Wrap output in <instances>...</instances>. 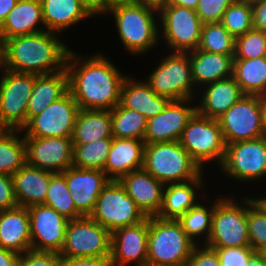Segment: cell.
<instances>
[{
  "label": "cell",
  "mask_w": 266,
  "mask_h": 266,
  "mask_svg": "<svg viewBox=\"0 0 266 266\" xmlns=\"http://www.w3.org/2000/svg\"><path fill=\"white\" fill-rule=\"evenodd\" d=\"M129 77L126 76L123 81L120 104L125 108L139 112L147 120L161 113L170 100L157 95L147 82L132 81Z\"/></svg>",
  "instance_id": "28"
},
{
  "label": "cell",
  "mask_w": 266,
  "mask_h": 266,
  "mask_svg": "<svg viewBox=\"0 0 266 266\" xmlns=\"http://www.w3.org/2000/svg\"><path fill=\"white\" fill-rule=\"evenodd\" d=\"M111 112L112 137L120 139L143 140L147 127V118L137 111L117 104Z\"/></svg>",
  "instance_id": "35"
},
{
  "label": "cell",
  "mask_w": 266,
  "mask_h": 266,
  "mask_svg": "<svg viewBox=\"0 0 266 266\" xmlns=\"http://www.w3.org/2000/svg\"><path fill=\"white\" fill-rule=\"evenodd\" d=\"M80 108L68 91L33 117L21 130L24 137H72Z\"/></svg>",
  "instance_id": "15"
},
{
  "label": "cell",
  "mask_w": 266,
  "mask_h": 266,
  "mask_svg": "<svg viewBox=\"0 0 266 266\" xmlns=\"http://www.w3.org/2000/svg\"><path fill=\"white\" fill-rule=\"evenodd\" d=\"M144 140L112 138L104 172L110 180L118 181L132 171L143 169Z\"/></svg>",
  "instance_id": "22"
},
{
  "label": "cell",
  "mask_w": 266,
  "mask_h": 266,
  "mask_svg": "<svg viewBox=\"0 0 266 266\" xmlns=\"http://www.w3.org/2000/svg\"><path fill=\"white\" fill-rule=\"evenodd\" d=\"M0 248L18 254L31 251V229L28 209L17 206L0 211Z\"/></svg>",
  "instance_id": "24"
},
{
  "label": "cell",
  "mask_w": 266,
  "mask_h": 266,
  "mask_svg": "<svg viewBox=\"0 0 266 266\" xmlns=\"http://www.w3.org/2000/svg\"><path fill=\"white\" fill-rule=\"evenodd\" d=\"M17 206L12 176L0 173V211Z\"/></svg>",
  "instance_id": "47"
},
{
  "label": "cell",
  "mask_w": 266,
  "mask_h": 266,
  "mask_svg": "<svg viewBox=\"0 0 266 266\" xmlns=\"http://www.w3.org/2000/svg\"><path fill=\"white\" fill-rule=\"evenodd\" d=\"M179 142L202 170L205 162L214 160L219 165L223 162L226 144L217 119L196 112L184 128Z\"/></svg>",
  "instance_id": "7"
},
{
  "label": "cell",
  "mask_w": 266,
  "mask_h": 266,
  "mask_svg": "<svg viewBox=\"0 0 266 266\" xmlns=\"http://www.w3.org/2000/svg\"><path fill=\"white\" fill-rule=\"evenodd\" d=\"M95 9V0H86Z\"/></svg>",
  "instance_id": "57"
},
{
  "label": "cell",
  "mask_w": 266,
  "mask_h": 266,
  "mask_svg": "<svg viewBox=\"0 0 266 266\" xmlns=\"http://www.w3.org/2000/svg\"><path fill=\"white\" fill-rule=\"evenodd\" d=\"M217 120L226 145L265 136L259 96L243 95Z\"/></svg>",
  "instance_id": "14"
},
{
  "label": "cell",
  "mask_w": 266,
  "mask_h": 266,
  "mask_svg": "<svg viewBox=\"0 0 266 266\" xmlns=\"http://www.w3.org/2000/svg\"><path fill=\"white\" fill-rule=\"evenodd\" d=\"M112 138H105L89 144H73V167L104 170Z\"/></svg>",
  "instance_id": "36"
},
{
  "label": "cell",
  "mask_w": 266,
  "mask_h": 266,
  "mask_svg": "<svg viewBox=\"0 0 266 266\" xmlns=\"http://www.w3.org/2000/svg\"><path fill=\"white\" fill-rule=\"evenodd\" d=\"M247 266H266V253L255 252L250 257Z\"/></svg>",
  "instance_id": "53"
},
{
  "label": "cell",
  "mask_w": 266,
  "mask_h": 266,
  "mask_svg": "<svg viewBox=\"0 0 266 266\" xmlns=\"http://www.w3.org/2000/svg\"><path fill=\"white\" fill-rule=\"evenodd\" d=\"M241 200V203L247 204L250 247L255 252L266 253V207L258 198Z\"/></svg>",
  "instance_id": "37"
},
{
  "label": "cell",
  "mask_w": 266,
  "mask_h": 266,
  "mask_svg": "<svg viewBox=\"0 0 266 266\" xmlns=\"http://www.w3.org/2000/svg\"><path fill=\"white\" fill-rule=\"evenodd\" d=\"M61 266H112V262L102 257L62 258Z\"/></svg>",
  "instance_id": "48"
},
{
  "label": "cell",
  "mask_w": 266,
  "mask_h": 266,
  "mask_svg": "<svg viewBox=\"0 0 266 266\" xmlns=\"http://www.w3.org/2000/svg\"><path fill=\"white\" fill-rule=\"evenodd\" d=\"M81 61L79 55L70 50L65 68L69 92L79 108L112 110L120 103L121 87L126 75L122 76L103 54L98 53Z\"/></svg>",
  "instance_id": "1"
},
{
  "label": "cell",
  "mask_w": 266,
  "mask_h": 266,
  "mask_svg": "<svg viewBox=\"0 0 266 266\" xmlns=\"http://www.w3.org/2000/svg\"><path fill=\"white\" fill-rule=\"evenodd\" d=\"M54 32L15 36L1 45L3 69L34 75L52 74L66 68L69 48Z\"/></svg>",
  "instance_id": "2"
},
{
  "label": "cell",
  "mask_w": 266,
  "mask_h": 266,
  "mask_svg": "<svg viewBox=\"0 0 266 266\" xmlns=\"http://www.w3.org/2000/svg\"><path fill=\"white\" fill-rule=\"evenodd\" d=\"M21 129H0V173L12 176L26 164L24 137Z\"/></svg>",
  "instance_id": "34"
},
{
  "label": "cell",
  "mask_w": 266,
  "mask_h": 266,
  "mask_svg": "<svg viewBox=\"0 0 266 266\" xmlns=\"http://www.w3.org/2000/svg\"><path fill=\"white\" fill-rule=\"evenodd\" d=\"M107 12L114 16L117 32L128 52L141 54L157 45L160 30L154 13L158 8L134 0H120L105 5L100 14Z\"/></svg>",
  "instance_id": "3"
},
{
  "label": "cell",
  "mask_w": 266,
  "mask_h": 266,
  "mask_svg": "<svg viewBox=\"0 0 266 266\" xmlns=\"http://www.w3.org/2000/svg\"><path fill=\"white\" fill-rule=\"evenodd\" d=\"M264 205H265V207H266V197H259L258 198Z\"/></svg>",
  "instance_id": "58"
},
{
  "label": "cell",
  "mask_w": 266,
  "mask_h": 266,
  "mask_svg": "<svg viewBox=\"0 0 266 266\" xmlns=\"http://www.w3.org/2000/svg\"><path fill=\"white\" fill-rule=\"evenodd\" d=\"M20 254L0 248V266H18Z\"/></svg>",
  "instance_id": "50"
},
{
  "label": "cell",
  "mask_w": 266,
  "mask_h": 266,
  "mask_svg": "<svg viewBox=\"0 0 266 266\" xmlns=\"http://www.w3.org/2000/svg\"><path fill=\"white\" fill-rule=\"evenodd\" d=\"M112 137V120L110 110L80 109L73 128V144L91 142Z\"/></svg>",
  "instance_id": "32"
},
{
  "label": "cell",
  "mask_w": 266,
  "mask_h": 266,
  "mask_svg": "<svg viewBox=\"0 0 266 266\" xmlns=\"http://www.w3.org/2000/svg\"><path fill=\"white\" fill-rule=\"evenodd\" d=\"M62 257L56 252L28 251L20 254L18 266H61Z\"/></svg>",
  "instance_id": "45"
},
{
  "label": "cell",
  "mask_w": 266,
  "mask_h": 266,
  "mask_svg": "<svg viewBox=\"0 0 266 266\" xmlns=\"http://www.w3.org/2000/svg\"><path fill=\"white\" fill-rule=\"evenodd\" d=\"M198 4L199 0H167V2L164 5H178L196 10Z\"/></svg>",
  "instance_id": "52"
},
{
  "label": "cell",
  "mask_w": 266,
  "mask_h": 266,
  "mask_svg": "<svg viewBox=\"0 0 266 266\" xmlns=\"http://www.w3.org/2000/svg\"><path fill=\"white\" fill-rule=\"evenodd\" d=\"M247 205H239L232 198L214 202L211 234L204 245L211 248L250 247Z\"/></svg>",
  "instance_id": "6"
},
{
  "label": "cell",
  "mask_w": 266,
  "mask_h": 266,
  "mask_svg": "<svg viewBox=\"0 0 266 266\" xmlns=\"http://www.w3.org/2000/svg\"><path fill=\"white\" fill-rule=\"evenodd\" d=\"M111 233L90 216L69 220L62 258H110Z\"/></svg>",
  "instance_id": "10"
},
{
  "label": "cell",
  "mask_w": 266,
  "mask_h": 266,
  "mask_svg": "<svg viewBox=\"0 0 266 266\" xmlns=\"http://www.w3.org/2000/svg\"><path fill=\"white\" fill-rule=\"evenodd\" d=\"M44 204L52 207L69 220L82 217L76 210L65 176L62 173H54L51 176Z\"/></svg>",
  "instance_id": "38"
},
{
  "label": "cell",
  "mask_w": 266,
  "mask_h": 266,
  "mask_svg": "<svg viewBox=\"0 0 266 266\" xmlns=\"http://www.w3.org/2000/svg\"><path fill=\"white\" fill-rule=\"evenodd\" d=\"M220 23L234 38L245 34L253 29L252 3L235 0L223 13Z\"/></svg>",
  "instance_id": "41"
},
{
  "label": "cell",
  "mask_w": 266,
  "mask_h": 266,
  "mask_svg": "<svg viewBox=\"0 0 266 266\" xmlns=\"http://www.w3.org/2000/svg\"><path fill=\"white\" fill-rule=\"evenodd\" d=\"M71 192V198L76 210L82 216H89L95 207L97 199L110 182L104 171L99 169L67 168L62 172Z\"/></svg>",
  "instance_id": "20"
},
{
  "label": "cell",
  "mask_w": 266,
  "mask_h": 266,
  "mask_svg": "<svg viewBox=\"0 0 266 266\" xmlns=\"http://www.w3.org/2000/svg\"><path fill=\"white\" fill-rule=\"evenodd\" d=\"M120 184L146 217L158 216L163 204L165 185L144 169L121 177Z\"/></svg>",
  "instance_id": "21"
},
{
  "label": "cell",
  "mask_w": 266,
  "mask_h": 266,
  "mask_svg": "<svg viewBox=\"0 0 266 266\" xmlns=\"http://www.w3.org/2000/svg\"><path fill=\"white\" fill-rule=\"evenodd\" d=\"M213 210L214 204L208 209L207 206L198 202L178 219L187 236L196 244V238L203 236L204 233L206 235L205 243H207L211 234Z\"/></svg>",
  "instance_id": "40"
},
{
  "label": "cell",
  "mask_w": 266,
  "mask_h": 266,
  "mask_svg": "<svg viewBox=\"0 0 266 266\" xmlns=\"http://www.w3.org/2000/svg\"><path fill=\"white\" fill-rule=\"evenodd\" d=\"M199 246V248H198ZM187 266H221L216 251L208 246L196 245L190 255Z\"/></svg>",
  "instance_id": "46"
},
{
  "label": "cell",
  "mask_w": 266,
  "mask_h": 266,
  "mask_svg": "<svg viewBox=\"0 0 266 266\" xmlns=\"http://www.w3.org/2000/svg\"><path fill=\"white\" fill-rule=\"evenodd\" d=\"M232 77L244 95L266 93V57L234 59Z\"/></svg>",
  "instance_id": "33"
},
{
  "label": "cell",
  "mask_w": 266,
  "mask_h": 266,
  "mask_svg": "<svg viewBox=\"0 0 266 266\" xmlns=\"http://www.w3.org/2000/svg\"><path fill=\"white\" fill-rule=\"evenodd\" d=\"M159 96L170 101L192 99L195 85L187 52H171L146 80Z\"/></svg>",
  "instance_id": "8"
},
{
  "label": "cell",
  "mask_w": 266,
  "mask_h": 266,
  "mask_svg": "<svg viewBox=\"0 0 266 266\" xmlns=\"http://www.w3.org/2000/svg\"><path fill=\"white\" fill-rule=\"evenodd\" d=\"M134 1L144 3L147 5H151L153 7L158 8V9L167 2V0H134Z\"/></svg>",
  "instance_id": "55"
},
{
  "label": "cell",
  "mask_w": 266,
  "mask_h": 266,
  "mask_svg": "<svg viewBox=\"0 0 266 266\" xmlns=\"http://www.w3.org/2000/svg\"><path fill=\"white\" fill-rule=\"evenodd\" d=\"M158 12L163 26L162 39L165 38L172 52H189L198 48L203 23L195 10L178 5H162Z\"/></svg>",
  "instance_id": "12"
},
{
  "label": "cell",
  "mask_w": 266,
  "mask_h": 266,
  "mask_svg": "<svg viewBox=\"0 0 266 266\" xmlns=\"http://www.w3.org/2000/svg\"><path fill=\"white\" fill-rule=\"evenodd\" d=\"M44 25L40 0H18L0 26V45L7 39L44 31L37 27Z\"/></svg>",
  "instance_id": "26"
},
{
  "label": "cell",
  "mask_w": 266,
  "mask_h": 266,
  "mask_svg": "<svg viewBox=\"0 0 266 266\" xmlns=\"http://www.w3.org/2000/svg\"><path fill=\"white\" fill-rule=\"evenodd\" d=\"M235 0H199L195 10L203 24L220 22L225 10Z\"/></svg>",
  "instance_id": "43"
},
{
  "label": "cell",
  "mask_w": 266,
  "mask_h": 266,
  "mask_svg": "<svg viewBox=\"0 0 266 266\" xmlns=\"http://www.w3.org/2000/svg\"><path fill=\"white\" fill-rule=\"evenodd\" d=\"M68 91L66 69L52 74L35 75L33 90L27 106V123Z\"/></svg>",
  "instance_id": "29"
},
{
  "label": "cell",
  "mask_w": 266,
  "mask_h": 266,
  "mask_svg": "<svg viewBox=\"0 0 266 266\" xmlns=\"http://www.w3.org/2000/svg\"><path fill=\"white\" fill-rule=\"evenodd\" d=\"M89 216L110 233L121 227L138 224L147 218L116 180H110L104 187Z\"/></svg>",
  "instance_id": "9"
},
{
  "label": "cell",
  "mask_w": 266,
  "mask_h": 266,
  "mask_svg": "<svg viewBox=\"0 0 266 266\" xmlns=\"http://www.w3.org/2000/svg\"><path fill=\"white\" fill-rule=\"evenodd\" d=\"M17 2L18 0H0V26Z\"/></svg>",
  "instance_id": "51"
},
{
  "label": "cell",
  "mask_w": 266,
  "mask_h": 266,
  "mask_svg": "<svg viewBox=\"0 0 266 266\" xmlns=\"http://www.w3.org/2000/svg\"><path fill=\"white\" fill-rule=\"evenodd\" d=\"M244 1H248V2L252 3V2L257 1V0H244Z\"/></svg>",
  "instance_id": "60"
},
{
  "label": "cell",
  "mask_w": 266,
  "mask_h": 266,
  "mask_svg": "<svg viewBox=\"0 0 266 266\" xmlns=\"http://www.w3.org/2000/svg\"><path fill=\"white\" fill-rule=\"evenodd\" d=\"M266 57V32L251 29L235 38L234 59Z\"/></svg>",
  "instance_id": "42"
},
{
  "label": "cell",
  "mask_w": 266,
  "mask_h": 266,
  "mask_svg": "<svg viewBox=\"0 0 266 266\" xmlns=\"http://www.w3.org/2000/svg\"><path fill=\"white\" fill-rule=\"evenodd\" d=\"M114 1L120 0H95V10L100 14L105 5Z\"/></svg>",
  "instance_id": "56"
},
{
  "label": "cell",
  "mask_w": 266,
  "mask_h": 266,
  "mask_svg": "<svg viewBox=\"0 0 266 266\" xmlns=\"http://www.w3.org/2000/svg\"><path fill=\"white\" fill-rule=\"evenodd\" d=\"M227 176L238 181H257L266 176V136L226 145L219 166Z\"/></svg>",
  "instance_id": "13"
},
{
  "label": "cell",
  "mask_w": 266,
  "mask_h": 266,
  "mask_svg": "<svg viewBox=\"0 0 266 266\" xmlns=\"http://www.w3.org/2000/svg\"><path fill=\"white\" fill-rule=\"evenodd\" d=\"M149 217L144 221L116 229L111 233L112 266H126L134 261L147 266Z\"/></svg>",
  "instance_id": "18"
},
{
  "label": "cell",
  "mask_w": 266,
  "mask_h": 266,
  "mask_svg": "<svg viewBox=\"0 0 266 266\" xmlns=\"http://www.w3.org/2000/svg\"><path fill=\"white\" fill-rule=\"evenodd\" d=\"M191 100L170 101L161 113L148 119L145 144L179 141L188 121L197 112L196 106H188Z\"/></svg>",
  "instance_id": "19"
},
{
  "label": "cell",
  "mask_w": 266,
  "mask_h": 266,
  "mask_svg": "<svg viewBox=\"0 0 266 266\" xmlns=\"http://www.w3.org/2000/svg\"><path fill=\"white\" fill-rule=\"evenodd\" d=\"M196 245L178 220L149 217L147 266H187Z\"/></svg>",
  "instance_id": "4"
},
{
  "label": "cell",
  "mask_w": 266,
  "mask_h": 266,
  "mask_svg": "<svg viewBox=\"0 0 266 266\" xmlns=\"http://www.w3.org/2000/svg\"><path fill=\"white\" fill-rule=\"evenodd\" d=\"M221 266H247L250 257L255 253L251 247L213 248Z\"/></svg>",
  "instance_id": "44"
},
{
  "label": "cell",
  "mask_w": 266,
  "mask_h": 266,
  "mask_svg": "<svg viewBox=\"0 0 266 266\" xmlns=\"http://www.w3.org/2000/svg\"><path fill=\"white\" fill-rule=\"evenodd\" d=\"M259 105L261 111L262 127L266 136V93L263 95H259Z\"/></svg>",
  "instance_id": "54"
},
{
  "label": "cell",
  "mask_w": 266,
  "mask_h": 266,
  "mask_svg": "<svg viewBox=\"0 0 266 266\" xmlns=\"http://www.w3.org/2000/svg\"><path fill=\"white\" fill-rule=\"evenodd\" d=\"M202 174L187 182L167 184L163 190V204L157 217L163 220H178L197 204L196 190L202 185Z\"/></svg>",
  "instance_id": "31"
},
{
  "label": "cell",
  "mask_w": 266,
  "mask_h": 266,
  "mask_svg": "<svg viewBox=\"0 0 266 266\" xmlns=\"http://www.w3.org/2000/svg\"><path fill=\"white\" fill-rule=\"evenodd\" d=\"M187 53L195 85H207L232 77L234 55L205 52L198 48Z\"/></svg>",
  "instance_id": "30"
},
{
  "label": "cell",
  "mask_w": 266,
  "mask_h": 266,
  "mask_svg": "<svg viewBox=\"0 0 266 266\" xmlns=\"http://www.w3.org/2000/svg\"><path fill=\"white\" fill-rule=\"evenodd\" d=\"M143 169L164 185L194 180L203 172L179 141L145 144Z\"/></svg>",
  "instance_id": "5"
},
{
  "label": "cell",
  "mask_w": 266,
  "mask_h": 266,
  "mask_svg": "<svg viewBox=\"0 0 266 266\" xmlns=\"http://www.w3.org/2000/svg\"><path fill=\"white\" fill-rule=\"evenodd\" d=\"M45 28L61 33L64 29L99 13L86 0H40Z\"/></svg>",
  "instance_id": "23"
},
{
  "label": "cell",
  "mask_w": 266,
  "mask_h": 266,
  "mask_svg": "<svg viewBox=\"0 0 266 266\" xmlns=\"http://www.w3.org/2000/svg\"><path fill=\"white\" fill-rule=\"evenodd\" d=\"M0 67L2 68V61H1V49H0Z\"/></svg>",
  "instance_id": "59"
},
{
  "label": "cell",
  "mask_w": 266,
  "mask_h": 266,
  "mask_svg": "<svg viewBox=\"0 0 266 266\" xmlns=\"http://www.w3.org/2000/svg\"><path fill=\"white\" fill-rule=\"evenodd\" d=\"M27 209L30 216L31 250L60 253L69 219L45 204Z\"/></svg>",
  "instance_id": "16"
},
{
  "label": "cell",
  "mask_w": 266,
  "mask_h": 266,
  "mask_svg": "<svg viewBox=\"0 0 266 266\" xmlns=\"http://www.w3.org/2000/svg\"><path fill=\"white\" fill-rule=\"evenodd\" d=\"M54 172L25 164L12 175L18 206L28 208L44 204L51 176Z\"/></svg>",
  "instance_id": "25"
},
{
  "label": "cell",
  "mask_w": 266,
  "mask_h": 266,
  "mask_svg": "<svg viewBox=\"0 0 266 266\" xmlns=\"http://www.w3.org/2000/svg\"><path fill=\"white\" fill-rule=\"evenodd\" d=\"M235 38L220 23L202 25L198 49L205 52L234 55Z\"/></svg>",
  "instance_id": "39"
},
{
  "label": "cell",
  "mask_w": 266,
  "mask_h": 266,
  "mask_svg": "<svg viewBox=\"0 0 266 266\" xmlns=\"http://www.w3.org/2000/svg\"><path fill=\"white\" fill-rule=\"evenodd\" d=\"M204 86L206 90L196 110L199 115L211 119H218L244 95L233 77Z\"/></svg>",
  "instance_id": "27"
},
{
  "label": "cell",
  "mask_w": 266,
  "mask_h": 266,
  "mask_svg": "<svg viewBox=\"0 0 266 266\" xmlns=\"http://www.w3.org/2000/svg\"><path fill=\"white\" fill-rule=\"evenodd\" d=\"M26 164L62 173L73 163L71 137H24Z\"/></svg>",
  "instance_id": "17"
},
{
  "label": "cell",
  "mask_w": 266,
  "mask_h": 266,
  "mask_svg": "<svg viewBox=\"0 0 266 266\" xmlns=\"http://www.w3.org/2000/svg\"><path fill=\"white\" fill-rule=\"evenodd\" d=\"M253 28L266 32V0L252 2Z\"/></svg>",
  "instance_id": "49"
},
{
  "label": "cell",
  "mask_w": 266,
  "mask_h": 266,
  "mask_svg": "<svg viewBox=\"0 0 266 266\" xmlns=\"http://www.w3.org/2000/svg\"><path fill=\"white\" fill-rule=\"evenodd\" d=\"M0 81V129H22L27 124V106L34 74L16 73L2 68Z\"/></svg>",
  "instance_id": "11"
}]
</instances>
